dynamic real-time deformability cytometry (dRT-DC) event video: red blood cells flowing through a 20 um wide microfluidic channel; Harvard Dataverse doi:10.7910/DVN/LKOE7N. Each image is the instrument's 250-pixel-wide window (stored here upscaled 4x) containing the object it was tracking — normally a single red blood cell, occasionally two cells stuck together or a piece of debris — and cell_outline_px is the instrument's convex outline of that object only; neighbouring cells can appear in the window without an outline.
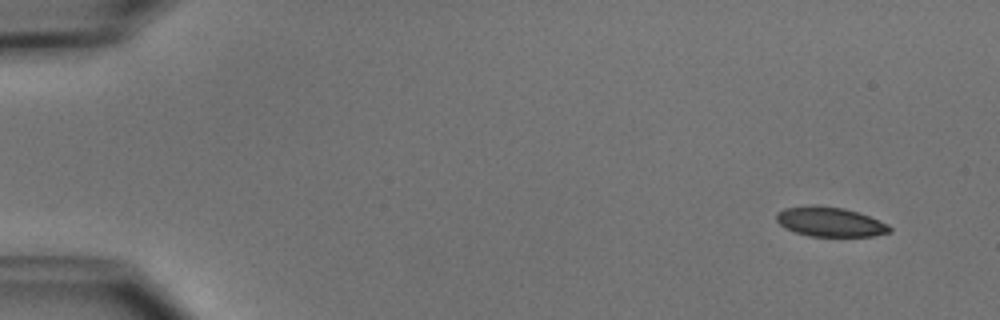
{"species": "common noctule bat (a hibernating species)", "species_latin": "Nyctalus noctula", "temperature_condition": "cold", "stored_images_in_passage": 5, "camera_frame_rate_fps": 3000, "um_per_image_px": 0.085, "animal": {"sex": "male", "body_mass_g": 15.6}, "frame": {"image": 1, "passage_image": 1, "time_ms": 0.0, "image_size_px": [1000, 320], "cell_outline_px": [[892, 232], [872, 236], [808, 236], [784, 228], [776, 220], [776, 212], [784, 208], [844, 208], [868, 216], [888, 224], [892, 228]], "centroid_in_image_um": [70.59, 18.91], "position_along_channel_um": 14.4, "area_um2": 18.73}}
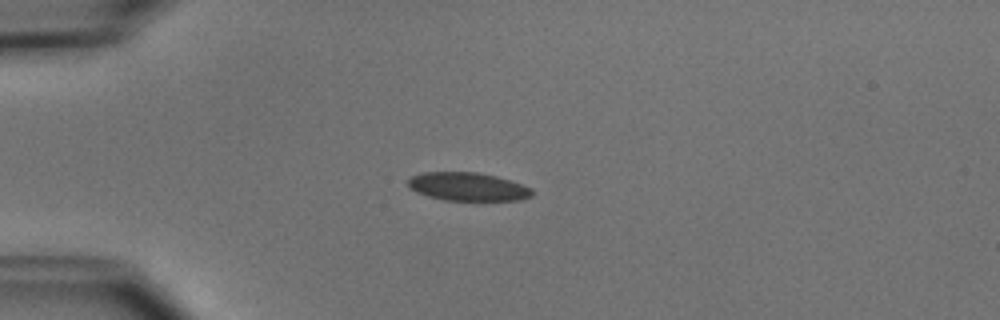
{"frame": {"image": 2, "passage_image": 4, "time_ms": 3.333, "image_size_px": [1000, 320], "cell_outline_px": [[532, 196], [520, 200], [444, 200], [428, 196], [416, 192], [408, 184], [408, 180], [412, 176], [424, 172], [480, 172], [496, 176], [532, 188]], "centroid_in_image_um": [39.76, 15.86], "position_along_channel_um": 45.2, "area_um2": 20.29}}